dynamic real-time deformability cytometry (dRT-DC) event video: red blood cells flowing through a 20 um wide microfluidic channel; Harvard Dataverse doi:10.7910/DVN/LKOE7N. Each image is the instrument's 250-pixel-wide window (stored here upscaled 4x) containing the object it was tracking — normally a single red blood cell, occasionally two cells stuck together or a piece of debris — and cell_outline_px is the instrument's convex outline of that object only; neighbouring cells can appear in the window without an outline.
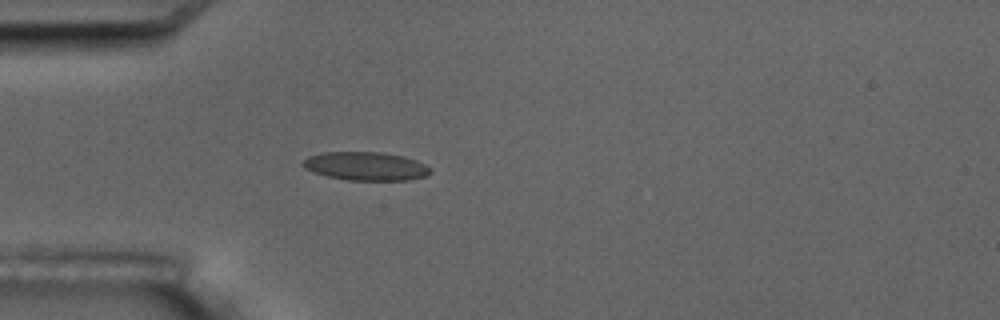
{"species": "common noctule bat (a hibernating species)", "species_latin": "Nyctalus noctula", "temperature_condition": "room temperature", "stored_images_in_passage": 5, "camera_frame_rate_fps": 3000, "um_per_image_px": 0.085, "animal": {"sex": "male", "body_mass_g": 17.5, "forearm_length_mm": 52.3}, "frame": {"image": 1, "passage_image": 5, "time_ms": 4.667, "image_size_px": [1000, 320], "cell_outline_px": [[432, 172], [428, 176], [408, 180], [348, 180], [328, 176], [312, 172], [304, 168], [300, 164], [308, 156], [324, 152], [380, 152], [404, 156], [416, 160], [424, 164]], "centroid_in_image_um": [31.08, 14.12], "position_along_channel_um": 53.9, "area_um2": 21.21}}